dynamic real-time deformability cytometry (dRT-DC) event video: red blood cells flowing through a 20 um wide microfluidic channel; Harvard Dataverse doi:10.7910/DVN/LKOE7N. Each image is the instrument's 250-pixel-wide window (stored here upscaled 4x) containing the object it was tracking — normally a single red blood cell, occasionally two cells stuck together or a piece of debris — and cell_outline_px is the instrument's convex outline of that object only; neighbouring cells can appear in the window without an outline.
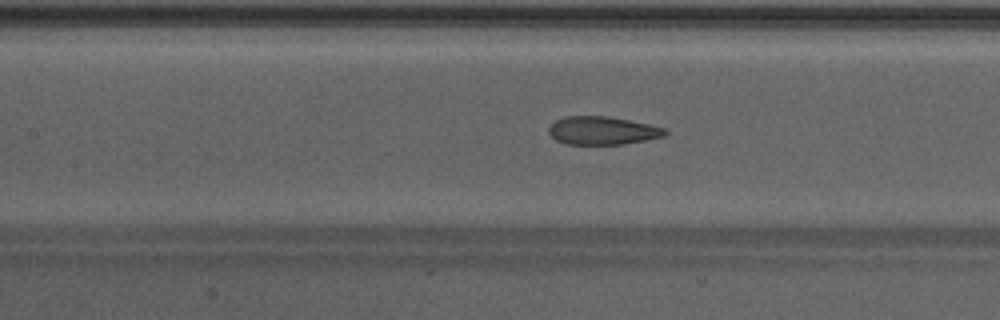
{"species": "Egyptian fruit bat (a non-hibernating species)", "species_latin": "Rousettus aegyptiacus", "temperature_condition": "warm", "stored_images_in_passage": 46, "camera_frame_rate_fps": 3000, "um_per_image_px": 0.085, "animal": {"sex": "male"}, "frame": {"image": 1, "passage_image": 20, "time_ms": 6.333, "image_size_px": [1000, 320], "cell_outline_px": [[668, 132], [664, 136], [624, 144], [568, 144], [556, 140], [548, 132], [548, 128], [556, 120], [564, 116], [604, 116], [628, 120], [648, 124], [664, 128]], "centroid_in_image_um": [51.18, 11.1], "position_along_channel_um": 156.2, "area_um2": 18.84}}
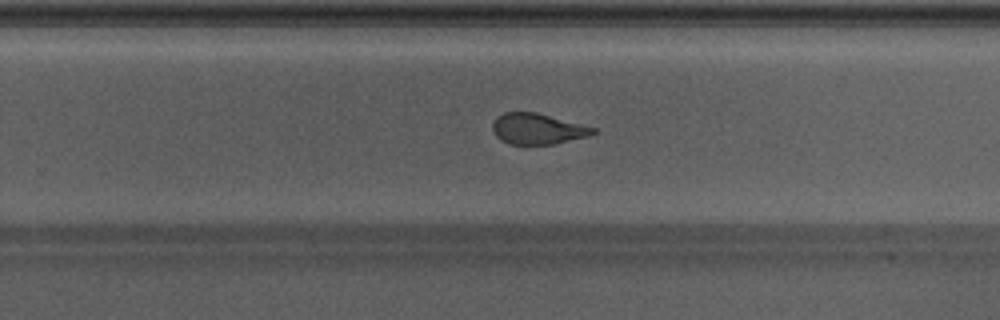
{"frame": {"image": 2, "passage_image": 29, "time_ms": 9.333, "image_size_px": [1000, 320], "cell_outline_px": [[596, 132], [588, 136], [552, 144], [512, 144], [500, 140], [496, 136], [492, 128], [492, 124], [496, 116], [504, 112], [536, 112], [596, 128]], "centroid_in_image_um": [45.66, 10.94], "position_along_channel_um": 284.1, "area_um2": 17.92}}
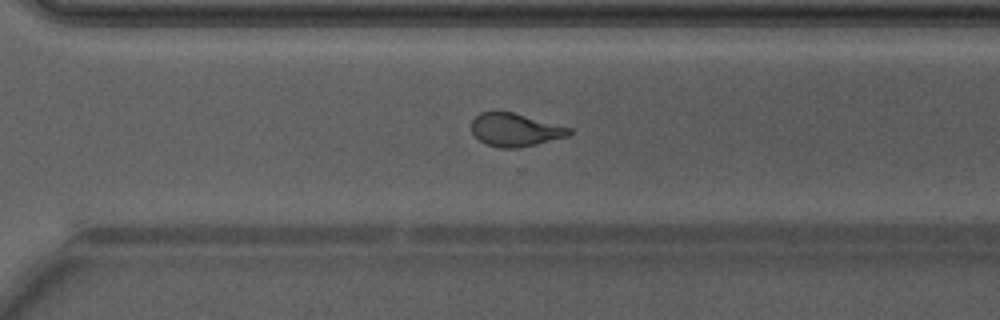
{"frame": {"image": 3, "passage_image": 32, "time_ms": 10.333, "image_size_px": [1000, 320], "cell_outline_px": [[572, 132], [568, 136], [536, 144], [516, 148], [500, 148], [488, 144], [480, 140], [472, 132], [472, 120], [480, 112], [512, 112], [572, 128]], "centroid_in_image_um": [43.8, 11.03], "position_along_channel_um": 326.8, "area_um2": 18.55}, "authors_computed_cell_mechanics": {"area_um2": 19.8543, "velocity_mm_per_s": 4.2784, "shape_relaxation_time_tau1_ms": 8.2809, "shape_relaxation_time_tau2_ms": 1.3227, "deformation_change_tau1": 0.2375, "deformation_change_tau2": 0.0881}}